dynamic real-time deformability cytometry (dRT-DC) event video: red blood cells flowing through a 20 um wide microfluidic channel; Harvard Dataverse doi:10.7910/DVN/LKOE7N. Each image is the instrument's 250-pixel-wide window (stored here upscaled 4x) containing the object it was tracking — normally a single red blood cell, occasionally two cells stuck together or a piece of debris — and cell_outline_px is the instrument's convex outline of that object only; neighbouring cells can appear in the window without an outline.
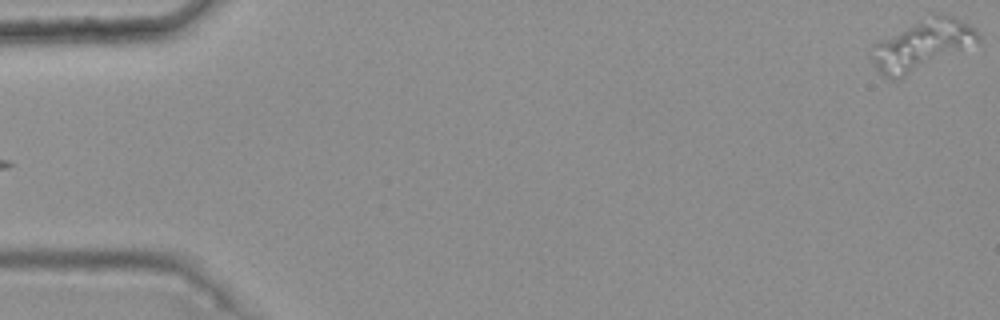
{"species": "common noctule bat (a hibernating species)", "species_latin": "Nyctalus noctula", "temperature_condition": "warm", "stored_images_in_passage": 3, "camera_frame_rate_fps": 3000, "um_per_image_px": 0.085, "animal": {"sex": "female", "body_mass_g": 25.1}, "frame": {"image": 1, "passage_image": 3, "time_ms": 0.667, "image_size_px": [1000, 320], "cell_outline_px": [[980, 36], [976, 40], [904, 76], [892, 80], [884, 76], [876, 68], [868, 56], [872, 44], [932, 12], [936, 12], [952, 16], [972, 24], [976, 28]], "centroid_in_image_um": [78.26, 3.75], "position_along_channel_um": 6.7, "area_um2": 30.17}}